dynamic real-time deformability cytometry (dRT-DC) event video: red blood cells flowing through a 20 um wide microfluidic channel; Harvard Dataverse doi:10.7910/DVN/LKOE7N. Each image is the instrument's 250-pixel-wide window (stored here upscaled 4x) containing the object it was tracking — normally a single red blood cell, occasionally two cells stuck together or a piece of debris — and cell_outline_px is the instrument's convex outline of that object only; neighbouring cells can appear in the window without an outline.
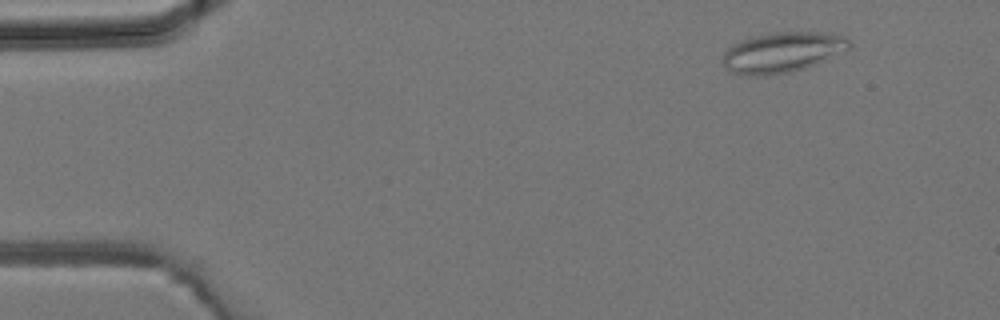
{"species": "common noctule bat (a hibernating species)", "species_latin": "Nyctalus noctula", "temperature_condition": "room temperature", "stored_images_in_passage": 42, "camera_frame_rate_fps": 3000, "um_per_image_px": 0.085, "animal": {"sex": "male", "body_mass_g": 19.2, "forearm_length_mm": 51.8}, "frame": {"image": 1, "passage_image": 5, "time_ms": 1.333, "image_size_px": [1000, 320], "cell_outline_px": [[852, 44], [848, 48], [816, 64], [804, 68], [788, 72], [764, 76], [748, 76], [732, 72], [724, 64], [724, 52], [732, 44], [740, 40], [752, 36], [776, 32], [820, 32], [844, 36], [852, 40]], "centroid_in_image_um": [66.49, 4.44], "position_along_channel_um": 18.5, "area_um2": 29.54}}
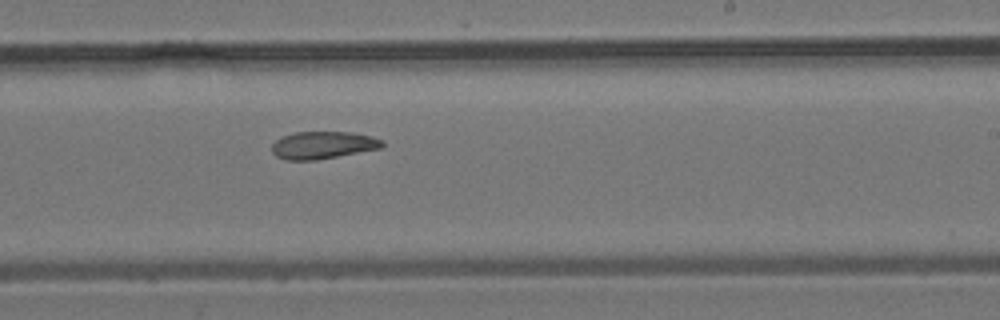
{"frame": {"image": 2, "passage_image": 26, "time_ms": 8.333, "image_size_px": [1000, 320], "cell_outline_px": [[384, 144], [380, 148], [316, 160], [284, 160], [276, 156], [272, 152], [272, 144], [276, 140], [284, 136], [296, 132], [352, 132], [372, 136], [384, 140]], "centroid_in_image_um": [27.45, 12.33], "position_along_channel_um": 261.6, "area_um2": 17.57}}
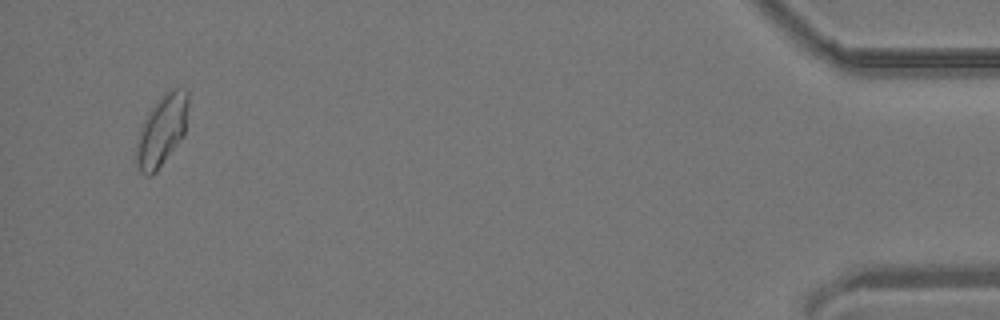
{"frame": {"image": 3, "passage_image": 41, "time_ms": 13.333, "image_size_px": [1000, 320], "cell_outline_px": [[188, 108], [184, 136], [156, 172], [152, 176], [144, 176], [140, 172], [132, 160], [140, 128], [148, 112], [160, 96], [168, 88], [188, 88]], "centroid_in_image_um": [13.72, 11.11], "position_along_channel_um": 421.5, "area_um2": 22.2}}